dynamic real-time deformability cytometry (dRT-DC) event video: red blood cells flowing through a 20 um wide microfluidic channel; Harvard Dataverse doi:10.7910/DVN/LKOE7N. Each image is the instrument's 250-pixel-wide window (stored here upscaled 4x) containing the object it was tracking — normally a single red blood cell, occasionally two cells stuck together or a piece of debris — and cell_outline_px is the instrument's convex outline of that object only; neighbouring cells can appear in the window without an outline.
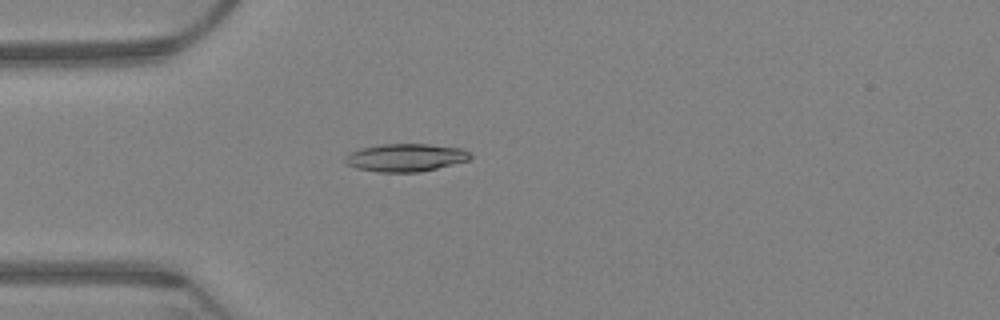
{"species": "Egyptian fruit bat (a non-hibernating species)", "species_latin": "Rousettus aegyptiacus", "temperature_condition": "warm", "stored_images_in_passage": 65, "camera_frame_rate_fps": 3000, "um_per_image_px": 0.085, "animal": {"sex": "female"}, "frame": {"image": 1, "passage_image": 19, "time_ms": 6.0, "image_size_px": [1000, 320], "cell_outline_px": [[472, 156], [468, 160], [420, 172], [380, 172], [356, 168], [348, 164], [344, 160], [344, 156], [360, 148], [384, 144], [428, 144], [464, 148]], "centroid_in_image_um": [34.48, 13.39], "position_along_channel_um": 50.5, "area_um2": 20.17}}
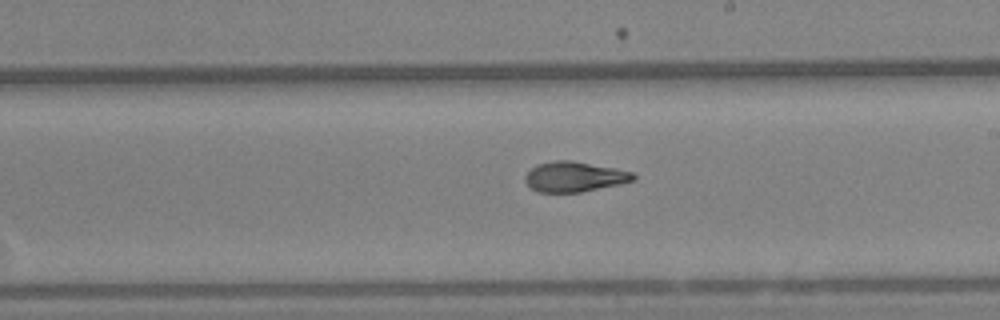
{"frame": {"image": 2, "passage_image": 38, "time_ms": 12.333, "image_size_px": [1000, 320], "cell_outline_px": [[636, 180], [620, 184], [580, 192], [536, 192], [524, 180], [524, 176], [536, 164], [552, 160], [572, 160], [632, 172], [636, 176]], "centroid_in_image_um": [48.8, 15.02], "position_along_channel_um": 240.2, "area_um2": 18.96}}
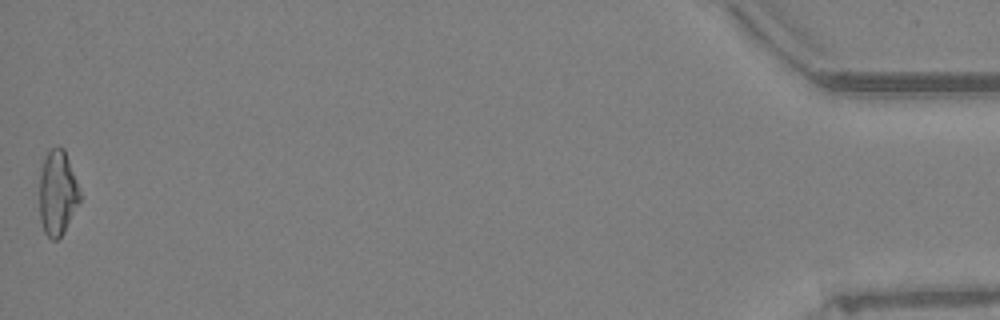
{"frame": {"image": 3, "passage_image": 65, "time_ms": 21.333, "image_size_px": [1000, 320], "cell_outline_px": [[80, 200], [64, 232], [56, 240], [52, 240], [44, 232], [40, 220], [40, 172], [44, 156], [52, 148], [64, 148], [76, 180], [80, 192]], "centroid_in_image_um": [4.87, 16.41], "position_along_channel_um": 430.3, "area_um2": 19.77}, "authors_computed_cell_mechanics": {"area_um2": 19.7098, "velocity_mm_per_s": 3.1797, "shape_relaxation_time_tau1_ms": 10.2922, "shape_relaxation_time_tau2_ms": 2.2186, "deformation_change_tau1": 0.2407, "deformation_change_tau2": 0.0868}}